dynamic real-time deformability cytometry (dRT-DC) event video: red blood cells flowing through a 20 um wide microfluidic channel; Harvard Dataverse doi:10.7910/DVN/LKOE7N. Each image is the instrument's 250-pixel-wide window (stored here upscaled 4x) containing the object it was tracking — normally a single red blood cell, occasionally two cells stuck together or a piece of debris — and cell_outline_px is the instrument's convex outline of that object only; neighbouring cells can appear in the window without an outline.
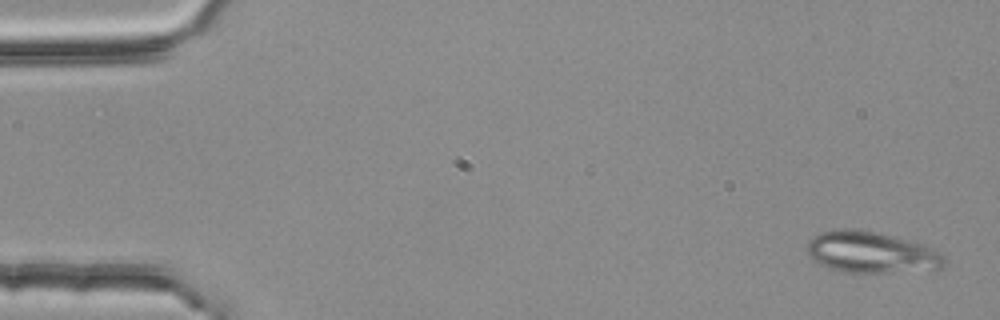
{"species": "common noctule bat (a hibernating species)", "species_latin": "Nyctalus noctula", "temperature_condition": "room temperature", "stored_images_in_passage": 4, "camera_frame_rate_fps": 3000, "um_per_image_px": 0.085, "animal": {"sex": "female", "body_mass_g": 25.1}, "frame": {"image": 1, "passage_image": 1, "time_ms": 0.0, "image_size_px": [1000, 320], "cell_outline_px": [[944, 268], [936, 272], [844, 272], [820, 264], [812, 260], [808, 256], [808, 240], [812, 236], [820, 232], [844, 228], [872, 232], [908, 240], [932, 248], [944, 256]], "centroid_in_image_um": [74.1, 21.48], "position_along_channel_um": 10.9, "area_um2": 33.12}}